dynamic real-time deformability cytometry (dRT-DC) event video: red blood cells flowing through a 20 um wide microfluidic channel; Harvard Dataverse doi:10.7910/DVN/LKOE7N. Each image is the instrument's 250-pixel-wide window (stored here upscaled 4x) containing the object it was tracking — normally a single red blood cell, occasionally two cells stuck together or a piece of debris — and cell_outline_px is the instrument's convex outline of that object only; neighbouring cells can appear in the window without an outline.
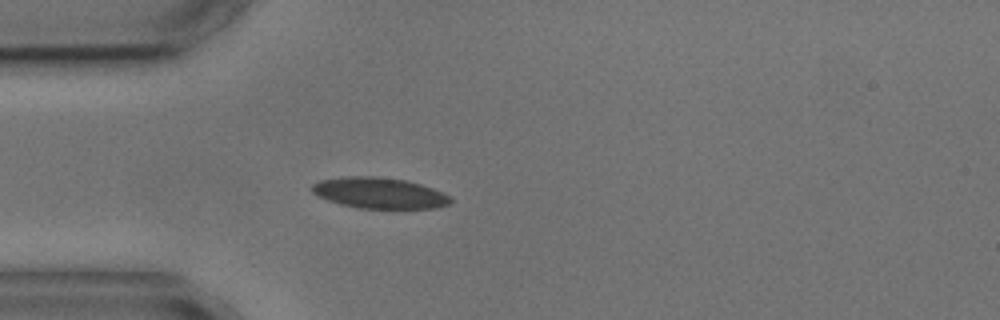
{"species": "common noctule bat (a hibernating species)", "species_latin": "Nyctalus noctula", "temperature_condition": "cold", "stored_images_in_passage": 3, "camera_frame_rate_fps": 3000, "um_per_image_px": 0.085, "animal": {"sex": "male", "body_mass_g": 17.9, "forearm_length_mm": 54.2}, "frame": {"image": 1, "passage_image": 3, "time_ms": 2.333, "image_size_px": [1000, 320], "cell_outline_px": [[452, 204], [436, 208], [356, 208], [340, 204], [328, 200], [312, 192], [308, 188], [312, 184], [320, 180], [344, 176], [372, 176], [404, 180], [420, 184], [432, 188], [452, 196]], "centroid_in_image_um": [32.25, 16.41], "position_along_channel_um": 52.8, "area_um2": 25.09}}